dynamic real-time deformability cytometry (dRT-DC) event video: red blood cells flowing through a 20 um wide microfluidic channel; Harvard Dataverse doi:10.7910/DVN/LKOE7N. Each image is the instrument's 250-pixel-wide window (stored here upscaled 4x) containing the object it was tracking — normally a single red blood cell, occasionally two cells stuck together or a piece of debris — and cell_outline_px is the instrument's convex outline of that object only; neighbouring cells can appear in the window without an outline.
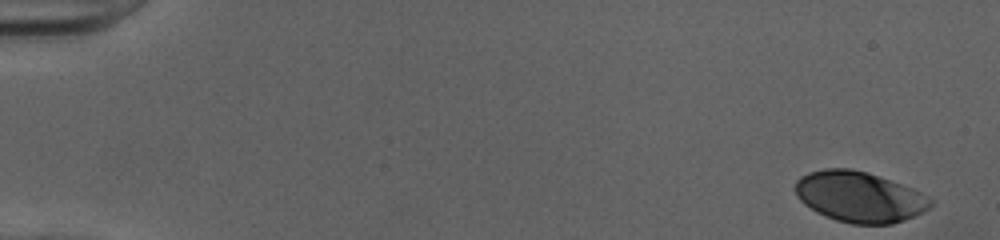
{"species": "human", "species_latin": "Homo sapiens", "temperature_condition": "cold", "stored_images_in_passage": 45, "camera_frame_rate_fps": 3000, "um_per_image_px": 0.085, "donor": {"sex": "female"}, "frame": {"image": 1, "passage_image": 1, "time_ms": 0.0, "image_size_px": [1000, 240], "cell_outline_px": [[932, 204], [924, 212], [904, 220], [892, 224], [852, 224], [836, 220], [824, 216], [816, 212], [804, 204], [796, 196], [796, 180], [800, 176], [808, 172], [824, 168], [852, 168], [868, 172], [912, 188], [928, 196], [932, 200]], "centroid_in_image_um": [73.03, 16.73], "position_along_channel_um": 12.0, "area_um2": 40.11}}
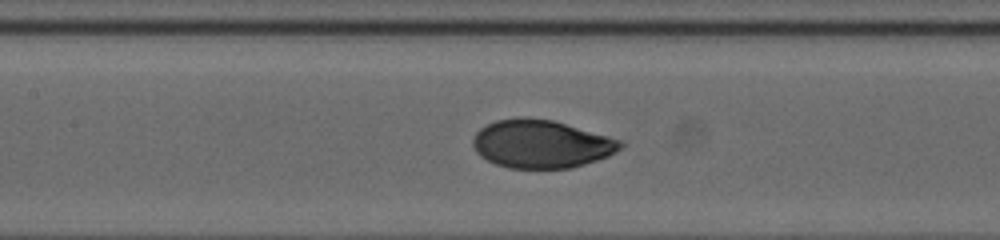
{"frame": {"image": 2, "passage_image": 24, "time_ms": 7.667, "image_size_px": [1000, 240], "cell_outline_px": [[624, 144], [616, 152], [608, 156], [572, 168], [508, 168], [496, 164], [480, 156], [476, 152], [472, 144], [472, 140], [476, 132], [480, 128], [496, 120], [520, 116], [552, 120], [608, 136], [620, 140]], "centroid_in_image_um": [45.97, 12.23], "position_along_channel_um": 161.4, "area_um2": 41.27}}
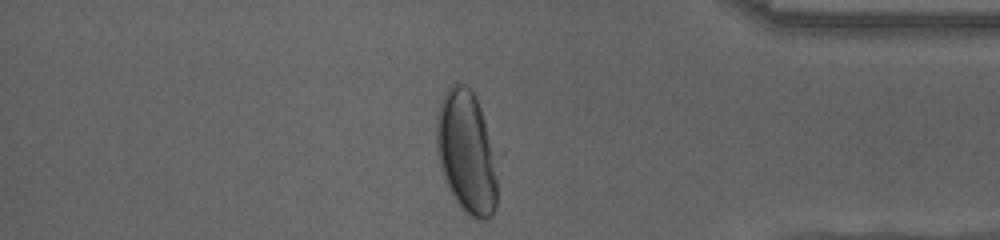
{"frame": {"image": 3, "passage_image": 43, "time_ms": 14.0, "image_size_px": [1000, 240], "cell_outline_px": [[496, 208], [492, 216], [484, 220], [472, 216], [464, 212], [460, 208], [448, 188], [440, 168], [436, 148], [436, 116], [440, 100], [444, 92], [456, 80], [464, 84], [476, 96], [484, 120], [496, 176]], "centroid_in_image_um": [39.59, 12.92], "position_along_channel_um": 395.6, "area_um2": 43.12}, "authors_computed_cell_mechanics": {"area_um2": 41.1536, "velocity_mm_per_s": 4.0253, "shape_relaxation_time_tau1_ms": 3.5557, "shape_relaxation_time_tau2_ms": null, "deformation_change_tau1": 0.1746, "deformation_change_tau2": null}}